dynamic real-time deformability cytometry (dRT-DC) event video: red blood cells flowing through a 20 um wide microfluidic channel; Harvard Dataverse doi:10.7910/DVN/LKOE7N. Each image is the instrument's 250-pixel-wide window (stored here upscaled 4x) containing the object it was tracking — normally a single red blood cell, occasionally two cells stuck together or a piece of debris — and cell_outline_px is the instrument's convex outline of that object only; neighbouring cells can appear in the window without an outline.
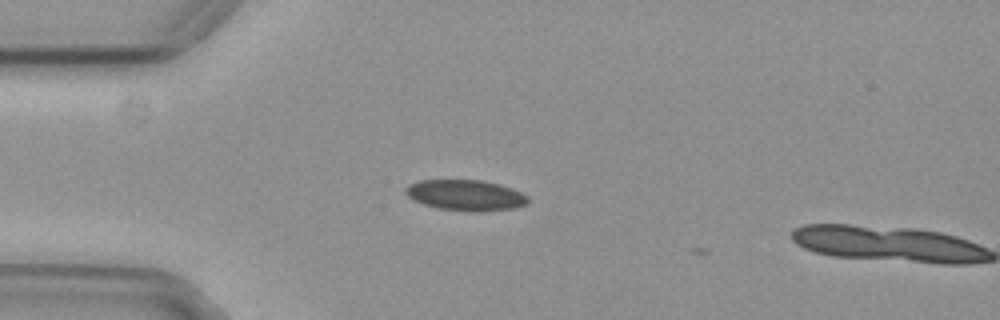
{"species": "common noctule bat (a hibernating species)", "species_latin": "Nyctalus noctula", "temperature_condition": "cold", "stored_images_in_passage": 3, "camera_frame_rate_fps": 3000, "um_per_image_px": 0.085, "animal": {"sex": "female", "body_mass_g": 29.2, "forearm_length_mm": 56.3}, "frame": {"image": 1, "passage_image": 2, "time_ms": 0.333, "image_size_px": [1000, 320], "cell_outline_px": [[528, 204], [516, 208], [436, 208], [412, 200], [404, 192], [404, 188], [408, 184], [420, 180], [480, 180], [512, 188], [528, 196]], "centroid_in_image_um": [39.5, 16.53], "position_along_channel_um": 45.5, "area_um2": 20.87}}